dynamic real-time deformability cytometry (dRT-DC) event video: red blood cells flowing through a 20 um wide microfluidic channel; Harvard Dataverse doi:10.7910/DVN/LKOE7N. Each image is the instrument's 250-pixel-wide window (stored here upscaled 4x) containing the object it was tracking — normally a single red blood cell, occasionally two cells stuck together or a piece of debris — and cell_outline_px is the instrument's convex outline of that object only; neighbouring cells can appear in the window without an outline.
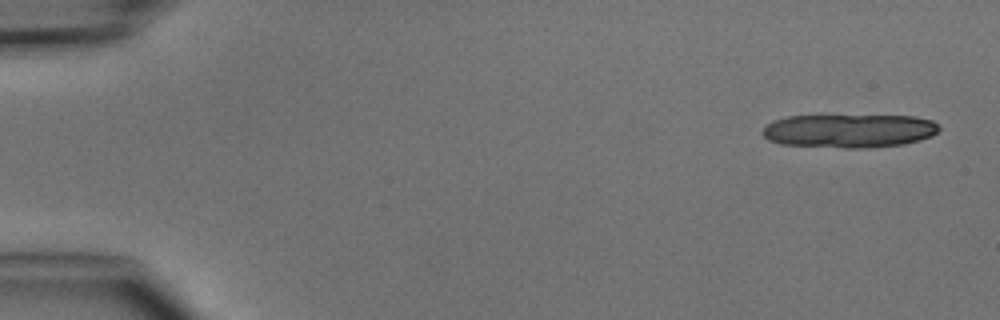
{"species": "common noctule bat (a hibernating species)", "species_latin": "Nyctalus noctula", "temperature_condition": "cold", "stored_images_in_passage": 4, "camera_frame_rate_fps": 3000, "um_per_image_px": 0.085, "animal": {"sex": "male", "body_mass_g": 15.6}, "frame": {"image": 1, "passage_image": 1, "time_ms": 0.0, "image_size_px": [1000, 320], "cell_outline_px": [[940, 128], [932, 136], [920, 140], [904, 144], [868, 148], [844, 148], [780, 144], [768, 140], [760, 132], [772, 120], [788, 116], [912, 116], [932, 120]], "centroid_in_image_um": [72.16, 11.13], "position_along_channel_um": 12.8, "area_um2": 34.62}}